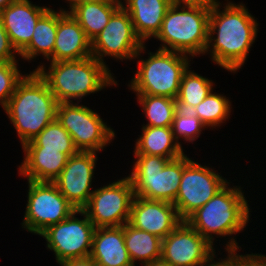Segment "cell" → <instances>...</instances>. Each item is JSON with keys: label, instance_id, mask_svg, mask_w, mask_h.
Instances as JSON below:
<instances>
[{"label": "cell", "instance_id": "obj_25", "mask_svg": "<svg viewBox=\"0 0 266 266\" xmlns=\"http://www.w3.org/2000/svg\"><path fill=\"white\" fill-rule=\"evenodd\" d=\"M124 239L134 266L137 261L144 266L161 257L162 239L133 227L129 222L124 224Z\"/></svg>", "mask_w": 266, "mask_h": 266}, {"label": "cell", "instance_id": "obj_1", "mask_svg": "<svg viewBox=\"0 0 266 266\" xmlns=\"http://www.w3.org/2000/svg\"><path fill=\"white\" fill-rule=\"evenodd\" d=\"M225 5V6H224ZM220 1L210 10L205 54L223 69L236 73L245 64L258 34L257 20L243 3ZM211 48V49H210Z\"/></svg>", "mask_w": 266, "mask_h": 266}, {"label": "cell", "instance_id": "obj_31", "mask_svg": "<svg viewBox=\"0 0 266 266\" xmlns=\"http://www.w3.org/2000/svg\"><path fill=\"white\" fill-rule=\"evenodd\" d=\"M17 62H0V105L3 109L13 95L16 85L25 76L19 70Z\"/></svg>", "mask_w": 266, "mask_h": 266}, {"label": "cell", "instance_id": "obj_39", "mask_svg": "<svg viewBox=\"0 0 266 266\" xmlns=\"http://www.w3.org/2000/svg\"><path fill=\"white\" fill-rule=\"evenodd\" d=\"M14 0H0V12L10 5Z\"/></svg>", "mask_w": 266, "mask_h": 266}, {"label": "cell", "instance_id": "obj_15", "mask_svg": "<svg viewBox=\"0 0 266 266\" xmlns=\"http://www.w3.org/2000/svg\"><path fill=\"white\" fill-rule=\"evenodd\" d=\"M96 152L78 151L68 161L53 181L60 193L77 209L82 210L89 202L97 164Z\"/></svg>", "mask_w": 266, "mask_h": 266}, {"label": "cell", "instance_id": "obj_20", "mask_svg": "<svg viewBox=\"0 0 266 266\" xmlns=\"http://www.w3.org/2000/svg\"><path fill=\"white\" fill-rule=\"evenodd\" d=\"M24 160L18 166L19 174L27 180L53 182L65 167L68 156L60 150L23 148Z\"/></svg>", "mask_w": 266, "mask_h": 266}, {"label": "cell", "instance_id": "obj_26", "mask_svg": "<svg viewBox=\"0 0 266 266\" xmlns=\"http://www.w3.org/2000/svg\"><path fill=\"white\" fill-rule=\"evenodd\" d=\"M212 80L192 71L190 67L184 72L178 97L177 107L183 111H191L214 89Z\"/></svg>", "mask_w": 266, "mask_h": 266}, {"label": "cell", "instance_id": "obj_14", "mask_svg": "<svg viewBox=\"0 0 266 266\" xmlns=\"http://www.w3.org/2000/svg\"><path fill=\"white\" fill-rule=\"evenodd\" d=\"M214 251V246L186 221L162 239L161 257L172 266H205Z\"/></svg>", "mask_w": 266, "mask_h": 266}, {"label": "cell", "instance_id": "obj_21", "mask_svg": "<svg viewBox=\"0 0 266 266\" xmlns=\"http://www.w3.org/2000/svg\"><path fill=\"white\" fill-rule=\"evenodd\" d=\"M170 5V0H121V6L130 15L134 30L144 44L157 35Z\"/></svg>", "mask_w": 266, "mask_h": 266}, {"label": "cell", "instance_id": "obj_3", "mask_svg": "<svg viewBox=\"0 0 266 266\" xmlns=\"http://www.w3.org/2000/svg\"><path fill=\"white\" fill-rule=\"evenodd\" d=\"M43 64L34 70L46 81L58 103L80 102L85 96L118 85L108 65L93 56L81 60L50 62L48 70Z\"/></svg>", "mask_w": 266, "mask_h": 266}, {"label": "cell", "instance_id": "obj_8", "mask_svg": "<svg viewBox=\"0 0 266 266\" xmlns=\"http://www.w3.org/2000/svg\"><path fill=\"white\" fill-rule=\"evenodd\" d=\"M56 119L68 131L78 151L98 153L116 136L100 115L79 102L58 103Z\"/></svg>", "mask_w": 266, "mask_h": 266}, {"label": "cell", "instance_id": "obj_12", "mask_svg": "<svg viewBox=\"0 0 266 266\" xmlns=\"http://www.w3.org/2000/svg\"><path fill=\"white\" fill-rule=\"evenodd\" d=\"M83 216V219L75 217ZM94 224L83 210L74 211L65 220L49 226L39 236L46 240L47 249L55 254L57 263L90 256ZM90 248V249H89Z\"/></svg>", "mask_w": 266, "mask_h": 266}, {"label": "cell", "instance_id": "obj_35", "mask_svg": "<svg viewBox=\"0 0 266 266\" xmlns=\"http://www.w3.org/2000/svg\"><path fill=\"white\" fill-rule=\"evenodd\" d=\"M241 266H266V255L261 253L241 254Z\"/></svg>", "mask_w": 266, "mask_h": 266}, {"label": "cell", "instance_id": "obj_29", "mask_svg": "<svg viewBox=\"0 0 266 266\" xmlns=\"http://www.w3.org/2000/svg\"><path fill=\"white\" fill-rule=\"evenodd\" d=\"M231 101L223 94L213 93V90L191 110L206 127L215 128L221 126L230 117Z\"/></svg>", "mask_w": 266, "mask_h": 266}, {"label": "cell", "instance_id": "obj_38", "mask_svg": "<svg viewBox=\"0 0 266 266\" xmlns=\"http://www.w3.org/2000/svg\"><path fill=\"white\" fill-rule=\"evenodd\" d=\"M65 1L69 2L68 9L70 10L73 6L83 2H91V1L108 2V1H121V0H65Z\"/></svg>", "mask_w": 266, "mask_h": 266}, {"label": "cell", "instance_id": "obj_36", "mask_svg": "<svg viewBox=\"0 0 266 266\" xmlns=\"http://www.w3.org/2000/svg\"><path fill=\"white\" fill-rule=\"evenodd\" d=\"M60 266H97L89 256L85 258L68 259L59 263Z\"/></svg>", "mask_w": 266, "mask_h": 266}, {"label": "cell", "instance_id": "obj_19", "mask_svg": "<svg viewBox=\"0 0 266 266\" xmlns=\"http://www.w3.org/2000/svg\"><path fill=\"white\" fill-rule=\"evenodd\" d=\"M90 257L97 266H134L125 245L124 225L95 228Z\"/></svg>", "mask_w": 266, "mask_h": 266}, {"label": "cell", "instance_id": "obj_17", "mask_svg": "<svg viewBox=\"0 0 266 266\" xmlns=\"http://www.w3.org/2000/svg\"><path fill=\"white\" fill-rule=\"evenodd\" d=\"M49 9L29 0H14L0 12L3 26L18 53L30 43L36 23Z\"/></svg>", "mask_w": 266, "mask_h": 266}, {"label": "cell", "instance_id": "obj_27", "mask_svg": "<svg viewBox=\"0 0 266 266\" xmlns=\"http://www.w3.org/2000/svg\"><path fill=\"white\" fill-rule=\"evenodd\" d=\"M136 96L145 114V118L148 119V123L142 126H172L175 112L178 109L176 99L145 94H136Z\"/></svg>", "mask_w": 266, "mask_h": 266}, {"label": "cell", "instance_id": "obj_24", "mask_svg": "<svg viewBox=\"0 0 266 266\" xmlns=\"http://www.w3.org/2000/svg\"><path fill=\"white\" fill-rule=\"evenodd\" d=\"M58 23V10L50 8L36 23L30 43L19 53L22 60L31 61L37 56L48 59L53 54Z\"/></svg>", "mask_w": 266, "mask_h": 266}, {"label": "cell", "instance_id": "obj_16", "mask_svg": "<svg viewBox=\"0 0 266 266\" xmlns=\"http://www.w3.org/2000/svg\"><path fill=\"white\" fill-rule=\"evenodd\" d=\"M181 221L172 203L134 196L129 219L133 227L164 239Z\"/></svg>", "mask_w": 266, "mask_h": 266}, {"label": "cell", "instance_id": "obj_34", "mask_svg": "<svg viewBox=\"0 0 266 266\" xmlns=\"http://www.w3.org/2000/svg\"><path fill=\"white\" fill-rule=\"evenodd\" d=\"M219 0H170L171 5L211 9Z\"/></svg>", "mask_w": 266, "mask_h": 266}, {"label": "cell", "instance_id": "obj_23", "mask_svg": "<svg viewBox=\"0 0 266 266\" xmlns=\"http://www.w3.org/2000/svg\"><path fill=\"white\" fill-rule=\"evenodd\" d=\"M121 7V1L83 2L73 6L69 12L92 41L108 24L111 16Z\"/></svg>", "mask_w": 266, "mask_h": 266}, {"label": "cell", "instance_id": "obj_6", "mask_svg": "<svg viewBox=\"0 0 266 266\" xmlns=\"http://www.w3.org/2000/svg\"><path fill=\"white\" fill-rule=\"evenodd\" d=\"M148 58L136 63L138 68L129 83L135 94L165 96L176 99L184 72L190 65V56L158 49L149 52Z\"/></svg>", "mask_w": 266, "mask_h": 266}, {"label": "cell", "instance_id": "obj_4", "mask_svg": "<svg viewBox=\"0 0 266 266\" xmlns=\"http://www.w3.org/2000/svg\"><path fill=\"white\" fill-rule=\"evenodd\" d=\"M230 183L185 220L213 246L214 236L226 238L236 235L246 228L250 220V206L242 187H230Z\"/></svg>", "mask_w": 266, "mask_h": 266}, {"label": "cell", "instance_id": "obj_9", "mask_svg": "<svg viewBox=\"0 0 266 266\" xmlns=\"http://www.w3.org/2000/svg\"><path fill=\"white\" fill-rule=\"evenodd\" d=\"M228 180L214 168L201 165L183 155V173L177 197L173 202L178 216L185 221L193 212L205 205Z\"/></svg>", "mask_w": 266, "mask_h": 266}, {"label": "cell", "instance_id": "obj_30", "mask_svg": "<svg viewBox=\"0 0 266 266\" xmlns=\"http://www.w3.org/2000/svg\"><path fill=\"white\" fill-rule=\"evenodd\" d=\"M171 128L175 139L182 146L181 142H179L180 138H183V141L193 143V141L199 138L202 130L207 127L191 111L177 109Z\"/></svg>", "mask_w": 266, "mask_h": 266}, {"label": "cell", "instance_id": "obj_22", "mask_svg": "<svg viewBox=\"0 0 266 266\" xmlns=\"http://www.w3.org/2000/svg\"><path fill=\"white\" fill-rule=\"evenodd\" d=\"M141 129L142 133L136 139L134 154L162 156L170 160L185 154L171 127L143 126Z\"/></svg>", "mask_w": 266, "mask_h": 266}, {"label": "cell", "instance_id": "obj_7", "mask_svg": "<svg viewBox=\"0 0 266 266\" xmlns=\"http://www.w3.org/2000/svg\"><path fill=\"white\" fill-rule=\"evenodd\" d=\"M134 157L132 172L128 175L134 195L173 204L182 178L183 155L172 160L144 154H134Z\"/></svg>", "mask_w": 266, "mask_h": 266}, {"label": "cell", "instance_id": "obj_10", "mask_svg": "<svg viewBox=\"0 0 266 266\" xmlns=\"http://www.w3.org/2000/svg\"><path fill=\"white\" fill-rule=\"evenodd\" d=\"M28 181V196L22 228L40 235L49 226L69 217L77 209L53 182Z\"/></svg>", "mask_w": 266, "mask_h": 266}, {"label": "cell", "instance_id": "obj_32", "mask_svg": "<svg viewBox=\"0 0 266 266\" xmlns=\"http://www.w3.org/2000/svg\"><path fill=\"white\" fill-rule=\"evenodd\" d=\"M236 238L230 237V239L227 241L225 249H226V258H220L218 261H214V258H217L216 250L208 257L207 263L205 266H241V254L239 252V249H242L241 246H238ZM238 250V254H237ZM240 254V255H239Z\"/></svg>", "mask_w": 266, "mask_h": 266}, {"label": "cell", "instance_id": "obj_18", "mask_svg": "<svg viewBox=\"0 0 266 266\" xmlns=\"http://www.w3.org/2000/svg\"><path fill=\"white\" fill-rule=\"evenodd\" d=\"M90 56L91 41L85 31L66 9L60 8L53 54L47 61L81 60Z\"/></svg>", "mask_w": 266, "mask_h": 266}, {"label": "cell", "instance_id": "obj_13", "mask_svg": "<svg viewBox=\"0 0 266 266\" xmlns=\"http://www.w3.org/2000/svg\"><path fill=\"white\" fill-rule=\"evenodd\" d=\"M134 190L129 177L103 185L82 209L95 228L122 226L129 222Z\"/></svg>", "mask_w": 266, "mask_h": 266}, {"label": "cell", "instance_id": "obj_33", "mask_svg": "<svg viewBox=\"0 0 266 266\" xmlns=\"http://www.w3.org/2000/svg\"><path fill=\"white\" fill-rule=\"evenodd\" d=\"M16 54L19 56V53L16 51L10 41L0 16V62L18 61L16 59Z\"/></svg>", "mask_w": 266, "mask_h": 266}, {"label": "cell", "instance_id": "obj_2", "mask_svg": "<svg viewBox=\"0 0 266 266\" xmlns=\"http://www.w3.org/2000/svg\"><path fill=\"white\" fill-rule=\"evenodd\" d=\"M57 105L46 81L33 70L18 82L3 110L23 146L56 119Z\"/></svg>", "mask_w": 266, "mask_h": 266}, {"label": "cell", "instance_id": "obj_5", "mask_svg": "<svg viewBox=\"0 0 266 266\" xmlns=\"http://www.w3.org/2000/svg\"><path fill=\"white\" fill-rule=\"evenodd\" d=\"M211 9L170 5L154 39L159 49L175 51L190 57L204 55L208 44Z\"/></svg>", "mask_w": 266, "mask_h": 266}, {"label": "cell", "instance_id": "obj_28", "mask_svg": "<svg viewBox=\"0 0 266 266\" xmlns=\"http://www.w3.org/2000/svg\"><path fill=\"white\" fill-rule=\"evenodd\" d=\"M22 148H44V150H60L68 157L75 155L78 150L74 146L68 131L55 119L49 123L34 139Z\"/></svg>", "mask_w": 266, "mask_h": 266}, {"label": "cell", "instance_id": "obj_37", "mask_svg": "<svg viewBox=\"0 0 266 266\" xmlns=\"http://www.w3.org/2000/svg\"><path fill=\"white\" fill-rule=\"evenodd\" d=\"M144 266H172L169 262L164 260L162 257L154 259L152 262L145 264Z\"/></svg>", "mask_w": 266, "mask_h": 266}, {"label": "cell", "instance_id": "obj_11", "mask_svg": "<svg viewBox=\"0 0 266 266\" xmlns=\"http://www.w3.org/2000/svg\"><path fill=\"white\" fill-rule=\"evenodd\" d=\"M145 47L134 30L130 15L122 6L91 41L92 56L105 65L104 58L108 56L121 61L136 60L145 52Z\"/></svg>", "mask_w": 266, "mask_h": 266}]
</instances>
